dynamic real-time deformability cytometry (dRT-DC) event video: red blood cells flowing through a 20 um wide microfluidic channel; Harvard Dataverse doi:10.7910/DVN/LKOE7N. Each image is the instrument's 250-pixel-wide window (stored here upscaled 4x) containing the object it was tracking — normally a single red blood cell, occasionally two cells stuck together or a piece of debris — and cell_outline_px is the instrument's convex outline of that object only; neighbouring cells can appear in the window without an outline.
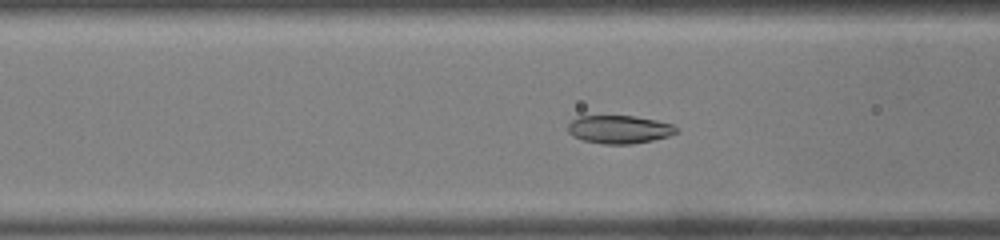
{"species": "common noctule bat (a hibernating species)", "species_latin": "Nyctalus noctula", "temperature_condition": "warm", "stored_images_in_passage": 51, "camera_frame_rate_fps": 3000, "um_per_image_px": 0.085, "animal": {"sex": "male", "body_mass_g": 19.0, "forearm_length_mm": 50.8}, "frame": {"image": 1, "passage_image": 20, "time_ms": 6.333, "image_size_px": [1000, 240], "cell_outline_px": [[676, 132], [668, 136], [652, 140], [632, 144], [604, 144], [584, 140], [572, 136], [568, 132], [568, 124], [572, 120], [580, 116], [636, 116], [656, 120], [672, 124], [676, 128]], "centroid_in_image_um": [52.61, 11.0], "position_along_channel_um": 114.0, "area_um2": 17.63}}
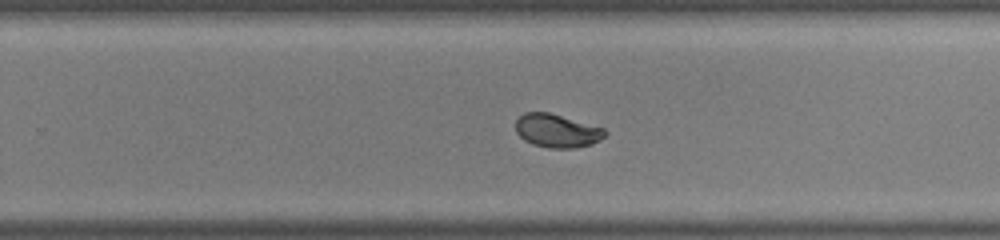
{"frame": {"image": 2, "passage_image": 33, "time_ms": 10.667, "image_size_px": [1000, 240], "cell_outline_px": [[608, 132], [600, 140], [592, 144], [576, 148], [548, 148], [532, 144], [524, 140], [516, 132], [516, 120], [524, 112], [548, 112], [604, 128]], "centroid_in_image_um": [47.34, 11.12], "position_along_channel_um": 282.5, "area_um2": 17.4}}
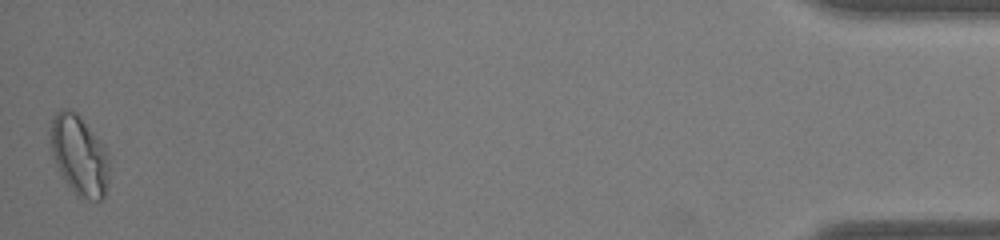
{"frame": {"image": 3, "passage_image": 51, "time_ms": 16.667, "image_size_px": [1000, 240], "cell_outline_px": [[108, 188], [104, 196], [100, 200], [96, 200], [76, 196], [64, 180], [56, 164], [48, 140], [48, 128], [56, 112], [60, 108], [68, 108], [76, 112], [80, 116], [96, 136], [104, 148], [108, 160]], "centroid_in_image_um": [6.69, 13.18], "position_along_channel_um": 428.5, "area_um2": 27.46}, "authors_computed_cell_mechanics": {"area_um2": 18.496, "velocity_mm_per_s": 3.8954, "shape_relaxation_time_tau1_ms": 3.8435, "shape_relaxation_time_tau2_ms": null, "deformation_change_tau1": 0.164, "deformation_change_tau2": null}}